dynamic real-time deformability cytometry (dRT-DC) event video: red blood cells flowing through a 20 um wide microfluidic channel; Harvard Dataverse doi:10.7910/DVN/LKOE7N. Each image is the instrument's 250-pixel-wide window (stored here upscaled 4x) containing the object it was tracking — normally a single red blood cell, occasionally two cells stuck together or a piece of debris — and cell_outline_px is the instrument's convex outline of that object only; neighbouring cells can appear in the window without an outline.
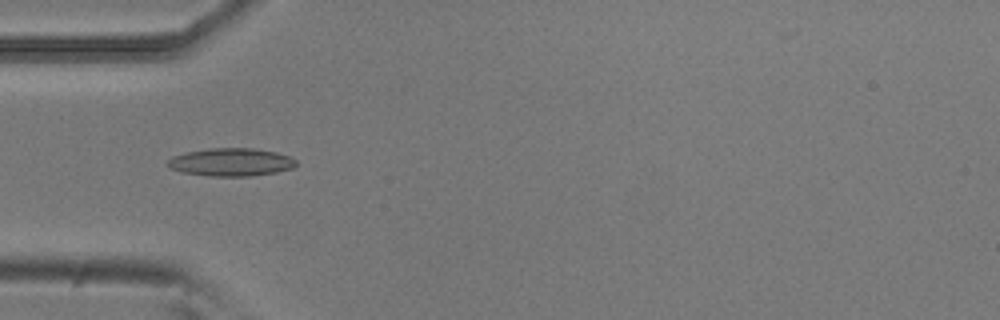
{"species": "common noctule bat (a hibernating species)", "species_latin": "Nyctalus noctula", "temperature_condition": "room temperature", "stored_images_in_passage": 6, "camera_frame_rate_fps": 3000, "um_per_image_px": 0.085, "animal": {"sex": "male", "body_mass_g": 20.5, "forearm_length_mm": 52.5}, "frame": {"image": 1, "passage_image": 3, "time_ms": 0.667, "image_size_px": [1000, 320], "cell_outline_px": [[296, 164], [292, 168], [276, 172], [252, 176], [208, 176], [180, 172], [168, 168], [164, 164], [172, 156], [184, 152], [208, 148], [252, 148], [276, 152], [288, 156], [296, 160]], "centroid_in_image_um": [19.56, 13.78], "position_along_channel_um": 65.4, "area_um2": 21.15}}
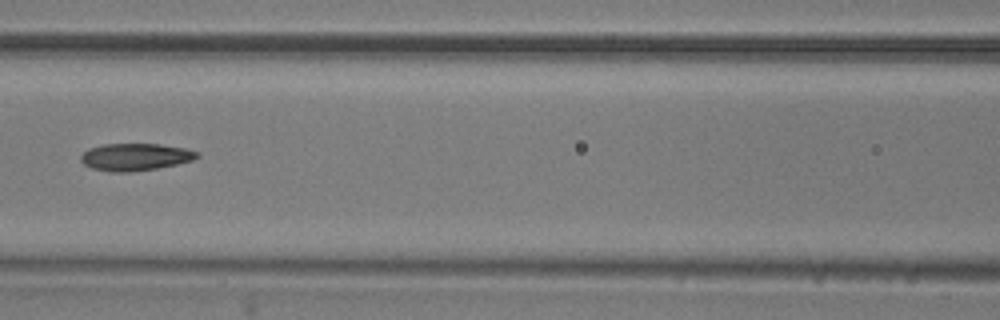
{"frame": {"image": 2, "passage_image": 5, "time_ms": 1.333, "image_size_px": [1000, 320], "cell_outline_px": [[200, 156], [192, 160], [176, 164], [156, 168], [124, 172], [112, 172], [92, 168], [84, 164], [80, 160], [80, 156], [88, 148], [104, 144], [160, 144], [184, 148], [200, 152]], "centroid_in_image_um": [11.49, 13.33], "position_along_channel_um": 155.1, "area_um2": 18.32}}
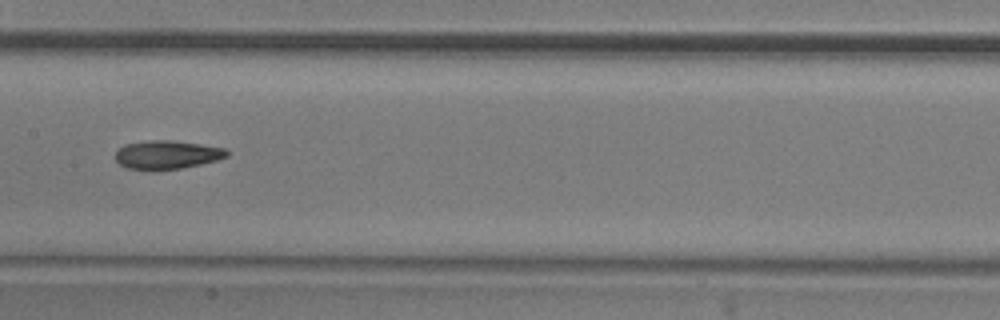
{"frame": {"image": 3, "passage_image": 6, "time_ms": 1.667, "image_size_px": [1000, 320], "cell_outline_px": [[228, 156], [216, 160], [200, 164], [180, 168], [128, 168], [120, 164], [116, 160], [116, 152], [124, 144], [148, 140], [172, 140], [228, 148]], "centroid_in_image_um": [14.23, 13.11], "position_along_channel_um": 193.2, "area_um2": 18.09}}